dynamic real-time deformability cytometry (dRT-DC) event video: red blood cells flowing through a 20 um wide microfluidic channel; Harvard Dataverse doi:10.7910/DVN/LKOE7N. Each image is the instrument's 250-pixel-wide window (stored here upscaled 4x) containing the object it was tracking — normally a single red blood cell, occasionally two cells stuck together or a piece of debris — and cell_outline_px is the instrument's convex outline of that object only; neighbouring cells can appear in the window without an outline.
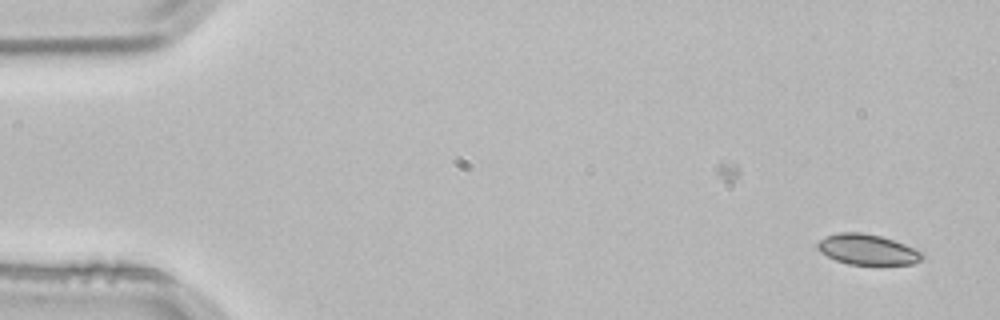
{"species": "common noctule bat (a hibernating species)", "species_latin": "Nyctalus noctula", "temperature_condition": "room temperature", "stored_images_in_passage": 2, "camera_frame_rate_fps": 3000, "um_per_image_px": 0.085, "animal": {"sex": "male", "body_mass_g": 21.5, "forearm_length_mm": 52.0}, "frame": {"image": 1, "passage_image": 2, "time_ms": 0.333, "image_size_px": [1000, 320], "cell_outline_px": [[924, 256], [920, 260], [912, 264], [848, 264], [836, 260], [820, 252], [816, 248], [816, 244], [820, 240], [828, 236], [840, 232], [860, 232], [880, 236], [904, 244], [920, 252]], "centroid_in_image_um": [73.69, 21.21], "position_along_channel_um": 11.3, "area_um2": 18.21}}